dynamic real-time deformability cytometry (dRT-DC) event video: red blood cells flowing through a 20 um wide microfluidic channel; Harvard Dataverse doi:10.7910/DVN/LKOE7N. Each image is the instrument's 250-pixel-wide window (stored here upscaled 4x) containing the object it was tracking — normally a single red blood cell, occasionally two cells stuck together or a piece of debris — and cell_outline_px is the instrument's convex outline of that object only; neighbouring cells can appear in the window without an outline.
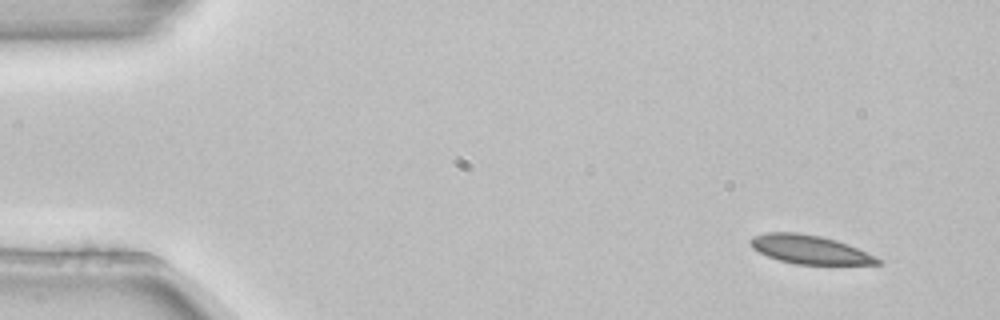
{"species": "common noctule bat (a hibernating species)", "species_latin": "Nyctalus noctula", "temperature_condition": "room temperature", "stored_images_in_passage": 3, "camera_frame_rate_fps": 3000, "um_per_image_px": 0.085, "animal": {"sex": "female", "body_mass_g": 22.7, "forearm_length_mm": 54.2}, "frame": {"image": 1, "passage_image": 1, "time_ms": 0.0, "image_size_px": [1000, 320], "cell_outline_px": [[884, 264], [796, 264], [780, 260], [768, 256], [752, 248], [748, 240], [752, 236], [764, 232], [796, 232], [820, 236], [836, 240], [848, 244], [876, 256], [884, 260]], "centroid_in_image_um": [68.84, 21.2], "position_along_channel_um": 16.2, "area_um2": 21.33}}